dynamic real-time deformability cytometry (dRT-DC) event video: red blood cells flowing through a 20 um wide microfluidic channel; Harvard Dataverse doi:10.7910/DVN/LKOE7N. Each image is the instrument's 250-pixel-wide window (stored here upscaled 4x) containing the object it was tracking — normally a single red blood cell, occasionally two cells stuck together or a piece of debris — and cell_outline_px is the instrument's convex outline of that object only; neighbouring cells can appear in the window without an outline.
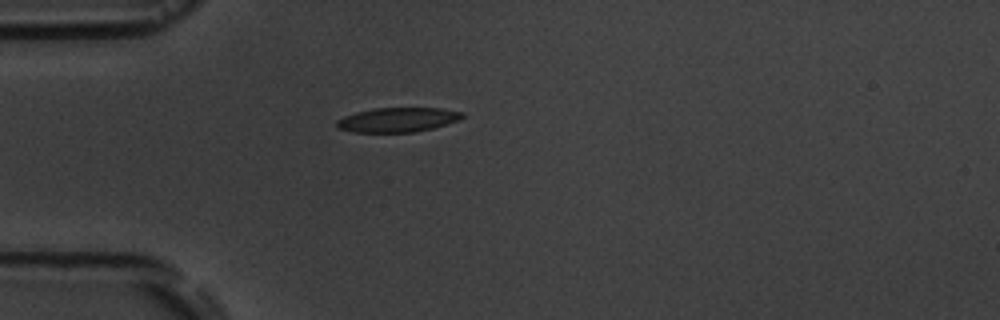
{"species": "common noctule bat (a hibernating species)", "species_latin": "Nyctalus noctula", "temperature_condition": "room temperature", "stored_images_in_passage": 2, "camera_frame_rate_fps": 3000, "um_per_image_px": 0.085, "animal": {"sex": "male", "body_mass_g": 19.5, "forearm_length_mm": 54.6}, "frame": {"image": 1, "passage_image": 1, "time_ms": 0.0, "image_size_px": [1000, 320], "cell_outline_px": [[464, 116], [460, 120], [448, 124], [416, 132], [352, 132], [336, 128], [336, 120], [344, 116], [356, 112], [376, 108], [440, 108], [464, 112]], "centroid_in_image_um": [33.81, 10.18], "position_along_channel_um": 51.2, "area_um2": 18.03}}